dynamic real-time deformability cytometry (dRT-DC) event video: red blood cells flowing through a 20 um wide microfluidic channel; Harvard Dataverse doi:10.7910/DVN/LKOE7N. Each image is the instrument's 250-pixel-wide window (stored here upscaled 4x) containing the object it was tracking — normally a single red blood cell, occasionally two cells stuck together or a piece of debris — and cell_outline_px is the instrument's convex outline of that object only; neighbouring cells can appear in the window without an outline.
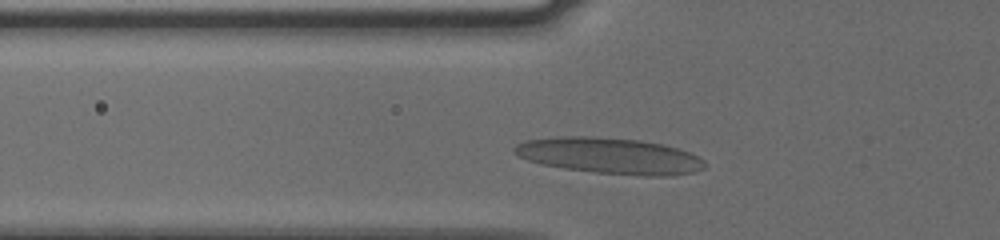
{"species": "human", "species_latin": "Homo sapiens", "temperature_condition": "cold", "stored_images_in_passage": 34, "camera_frame_rate_fps": 3000, "um_per_image_px": 0.085, "donor": {"sex": "male"}, "frame": {"image": 1, "passage_image": 7, "time_ms": 2.0, "image_size_px": [1000, 240], "cell_outline_px": [[704, 168], [696, 172], [668, 176], [644, 176], [596, 172], [564, 168], [540, 164], [516, 156], [512, 152], [512, 148], [516, 144], [524, 140], [560, 136], [596, 136], [640, 140], [664, 144], [688, 152], [704, 160]], "centroid_in_image_um": [51.78, 13.23], "position_along_channel_um": 74.0, "area_um2": 40.29}}
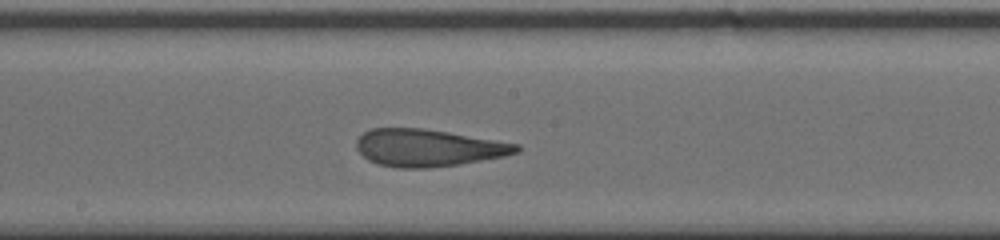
{"frame": {"image": 2, "passage_image": 18, "time_ms": 5.667, "image_size_px": [1000, 240], "cell_outline_px": [[520, 152], [504, 156], [460, 164], [428, 168], [396, 168], [376, 164], [368, 160], [356, 148], [356, 140], [364, 132], [372, 128], [424, 128], [520, 144]], "centroid_in_image_um": [36.38, 12.57], "position_along_channel_um": 211.8, "area_um2": 34.8}}
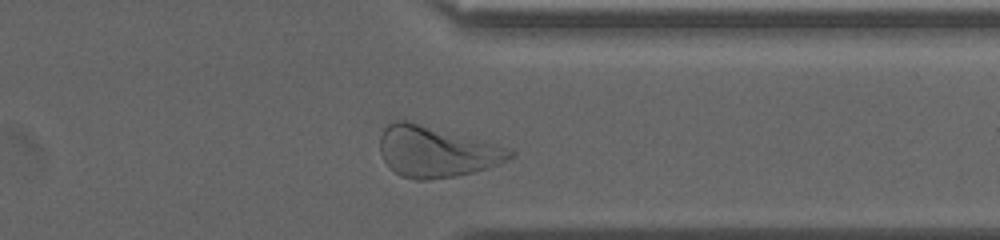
{"frame": {"image": 3, "passage_image": 31, "time_ms": 10.0, "image_size_px": [1000, 240], "cell_outline_px": [[516, 152], [512, 156], [488, 168], [456, 176], [428, 180], [416, 180], [400, 176], [388, 168], [380, 152], [380, 136], [384, 128], [388, 124], [396, 120], [408, 120], [512, 148]], "centroid_in_image_um": [37.05, 12.89], "position_along_channel_um": 374.3, "area_um2": 38.73}, "authors_computed_cell_mechanics": {"area_um2": 35.0846, "velocity_mm_per_s": 3.7655, "shape_relaxation_time_tau1_ms": 8.4081, "shape_relaxation_time_tau2_ms": 1.5893, "deformation_change_tau1": 0.2585, "deformation_change_tau2": 0.101}}